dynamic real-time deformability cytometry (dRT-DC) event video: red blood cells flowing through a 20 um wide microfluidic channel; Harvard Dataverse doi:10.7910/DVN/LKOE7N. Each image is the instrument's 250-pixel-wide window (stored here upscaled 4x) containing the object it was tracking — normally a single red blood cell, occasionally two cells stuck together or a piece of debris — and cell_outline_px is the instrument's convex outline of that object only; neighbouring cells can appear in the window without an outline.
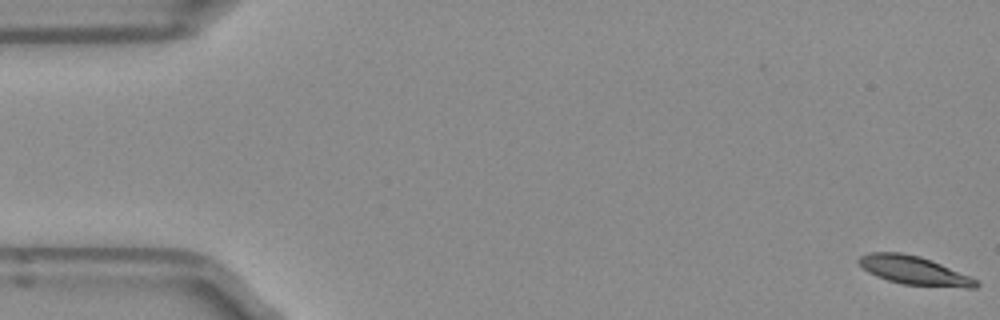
{"species": "Egyptian fruit bat (a non-hibernating species)", "species_latin": "Rousettus aegyptiacus", "temperature_condition": "room temperature", "stored_images_in_passage": 11, "camera_frame_rate_fps": 3000, "um_per_image_px": 0.085, "frame": {"image": 1, "passage_image": 1, "time_ms": 0.0, "image_size_px": [1000, 320], "cell_outline_px": [[980, 284], [976, 288], [964, 288], [904, 284], [888, 280], [876, 276], [868, 272], [856, 260], [860, 256], [868, 252], [900, 252], [920, 256], [932, 260], [968, 276], [976, 280]], "centroid_in_image_um": [77.67, 22.98], "position_along_channel_um": 7.3, "area_um2": 19.42}}